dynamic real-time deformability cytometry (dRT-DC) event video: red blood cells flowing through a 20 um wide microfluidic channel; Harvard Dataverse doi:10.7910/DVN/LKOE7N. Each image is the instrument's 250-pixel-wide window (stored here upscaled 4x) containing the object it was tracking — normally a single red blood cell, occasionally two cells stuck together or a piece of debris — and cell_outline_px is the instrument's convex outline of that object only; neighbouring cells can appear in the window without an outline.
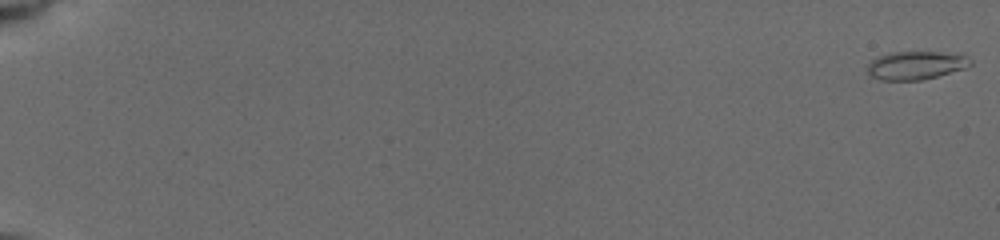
{"species": "common noctule bat (a hibernating species)", "species_latin": "Nyctalus noctula", "temperature_condition": "cold", "stored_images_in_passage": 18, "camera_frame_rate_fps": 3000, "um_per_image_px": 0.085, "animal": {"sex": "female", "body_mass_g": 19.5, "forearm_length_mm": 54.1}, "frame": {"image": 1, "passage_image": 1, "time_ms": 0.0, "image_size_px": [1000, 240], "cell_outline_px": [[972, 64], [964, 68], [936, 76], [920, 80], [880, 80], [872, 76], [868, 72], [868, 64], [872, 60], [880, 56], [892, 52], [964, 52], [972, 60]], "centroid_in_image_um": [77.93, 5.53], "position_along_channel_um": 7.1, "area_um2": 17.05}}
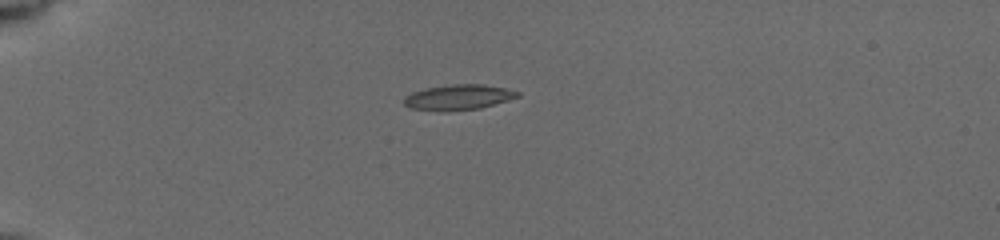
{"frame": {"image": 2, "passage_image": 15, "time_ms": 5.333, "image_size_px": [1000, 240], "cell_outline_px": [[520, 96], [508, 100], [480, 108], [444, 112], [412, 108], [404, 104], [404, 96], [412, 92], [424, 88], [452, 84], [484, 84], [504, 88], [520, 92]], "centroid_in_image_um": [38.94, 8.26], "position_along_channel_um": 46.1, "area_um2": 16.82}}
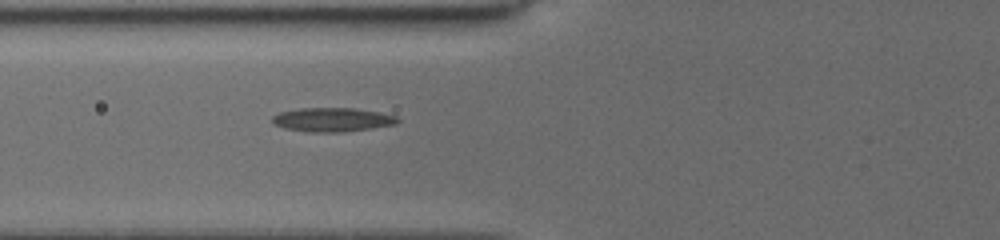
{"frame": {"image": 3, "passage_image": 18, "time_ms": 7.667, "image_size_px": [1000, 240], "cell_outline_px": [[400, 120], [396, 124], [372, 128], [344, 132], [308, 132], [284, 128], [272, 124], [272, 116], [280, 112], [300, 108], [356, 108], [380, 112], [396, 116]], "centroid_in_image_um": [28.24, 10.17], "position_along_channel_um": 97.6, "area_um2": 17.63}}